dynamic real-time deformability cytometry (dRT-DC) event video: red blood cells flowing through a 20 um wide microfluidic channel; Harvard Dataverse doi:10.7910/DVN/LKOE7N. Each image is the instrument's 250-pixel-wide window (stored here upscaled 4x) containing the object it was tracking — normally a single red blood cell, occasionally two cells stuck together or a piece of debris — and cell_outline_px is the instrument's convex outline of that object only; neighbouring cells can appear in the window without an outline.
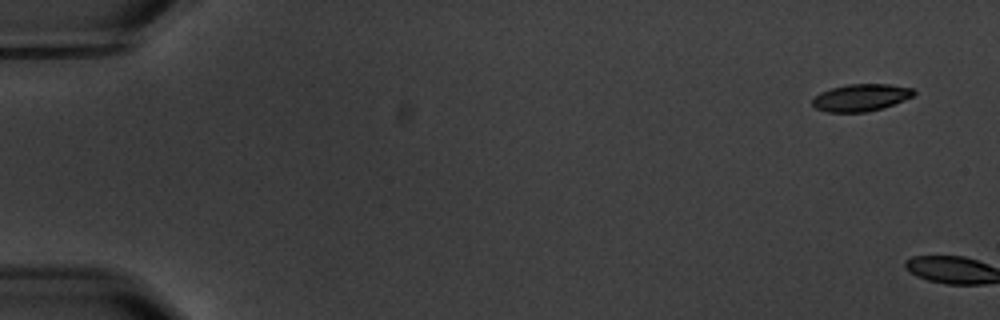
{"species": "common noctule bat (a hibernating species)", "species_latin": "Nyctalus noctula", "temperature_condition": "warm", "stored_images_in_passage": 7, "camera_frame_rate_fps": 3000, "um_per_image_px": 0.085, "animal": {"sex": "male", "body_mass_g": 20.1, "forearm_length_mm": 53.5}, "frame": {"image": 1, "passage_image": 1, "time_ms": 0.0, "image_size_px": [1000, 320], "cell_outline_px": [[916, 92], [912, 96], [904, 100], [880, 108], [864, 112], [828, 112], [816, 108], [812, 104], [812, 100], [820, 92], [832, 88], [848, 84], [888, 84], [912, 88]], "centroid_in_image_um": [73.16, 8.28], "position_along_channel_um": 11.8, "area_um2": 15.78}}